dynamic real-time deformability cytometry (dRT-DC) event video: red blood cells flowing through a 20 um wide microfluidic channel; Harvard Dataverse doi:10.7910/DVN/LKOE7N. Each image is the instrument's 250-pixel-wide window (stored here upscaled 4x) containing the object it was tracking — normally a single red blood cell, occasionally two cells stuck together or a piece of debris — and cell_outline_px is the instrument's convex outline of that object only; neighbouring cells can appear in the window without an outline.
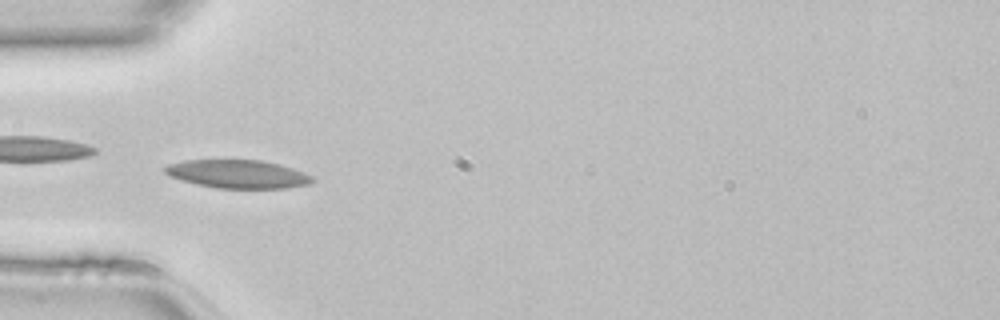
{"species": "common noctule bat (a hibernating species)", "species_latin": "Nyctalus noctula", "temperature_condition": "room temperature", "stored_images_in_passage": 46, "camera_frame_rate_fps": 3000, "um_per_image_px": 0.085, "animal": {"sex": "female", "body_mass_g": 22.7, "forearm_length_mm": 54.2}, "frame": {"image": 1, "passage_image": 14, "time_ms": 4.333, "image_size_px": [1000, 320], "cell_outline_px": [[316, 180], [308, 184], [288, 188], [216, 188], [168, 176], [164, 172], [164, 168], [168, 164], [184, 160], [260, 160], [280, 164], [304, 172], [312, 176]], "centroid_in_image_um": [20.24, 14.79], "position_along_channel_um": 64.8, "area_um2": 24.22}}